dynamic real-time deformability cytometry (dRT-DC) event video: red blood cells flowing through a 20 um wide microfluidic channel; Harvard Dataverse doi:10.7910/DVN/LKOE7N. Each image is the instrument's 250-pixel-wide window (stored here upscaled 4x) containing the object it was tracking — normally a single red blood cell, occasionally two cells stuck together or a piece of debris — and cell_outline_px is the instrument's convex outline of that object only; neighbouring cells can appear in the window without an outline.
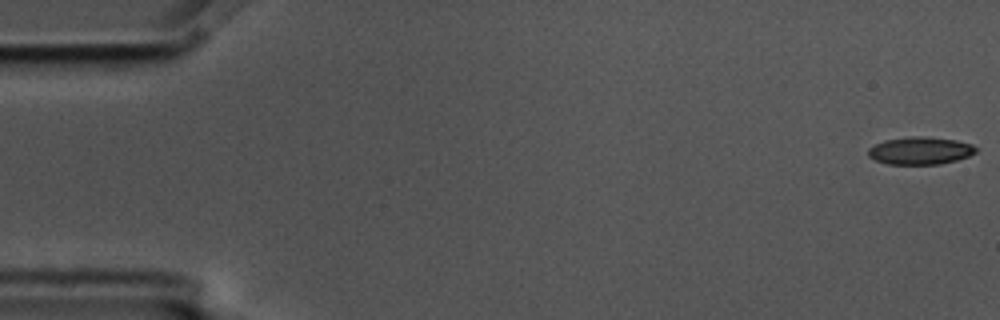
{"species": "common noctule bat (a hibernating species)", "species_latin": "Nyctalus noctula", "temperature_condition": "cold", "stored_images_in_passage": 5, "camera_frame_rate_fps": 3000, "um_per_image_px": 0.085, "animal": {"sex": "male", "body_mass_g": 17.5, "forearm_length_mm": 52.3}, "frame": {"image": 1, "passage_image": 1, "time_ms": 0.0, "image_size_px": [1000, 320], "cell_outline_px": [[976, 152], [968, 156], [956, 160], [940, 164], [888, 164], [876, 160], [868, 156], [868, 148], [884, 140], [908, 136], [924, 136], [956, 140], [972, 144], [976, 148]], "centroid_in_image_um": [78.21, 12.8], "position_along_channel_um": 6.8, "area_um2": 17.28}}
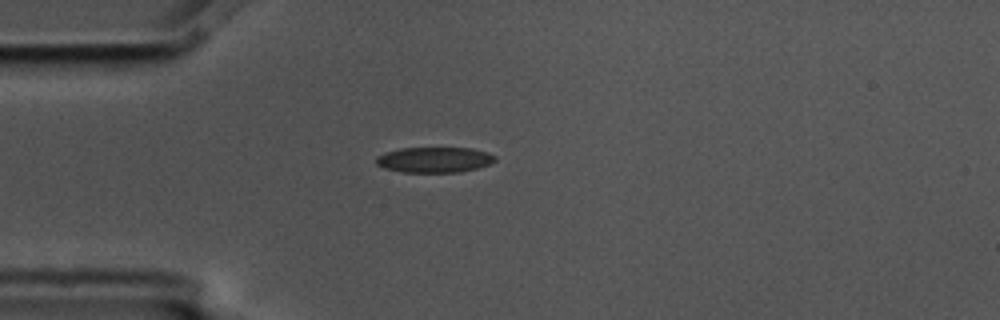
{"frame": {"image": 2, "passage_image": 5, "time_ms": 1.333, "image_size_px": [1000, 320], "cell_outline_px": [[496, 160], [488, 164], [476, 168], [460, 172], [404, 172], [384, 168], [376, 164], [376, 156], [384, 152], [400, 148], [472, 148], [488, 152], [496, 156]], "centroid_in_image_um": [36.91, 13.57], "position_along_channel_um": 48.1, "area_um2": 17.69}}